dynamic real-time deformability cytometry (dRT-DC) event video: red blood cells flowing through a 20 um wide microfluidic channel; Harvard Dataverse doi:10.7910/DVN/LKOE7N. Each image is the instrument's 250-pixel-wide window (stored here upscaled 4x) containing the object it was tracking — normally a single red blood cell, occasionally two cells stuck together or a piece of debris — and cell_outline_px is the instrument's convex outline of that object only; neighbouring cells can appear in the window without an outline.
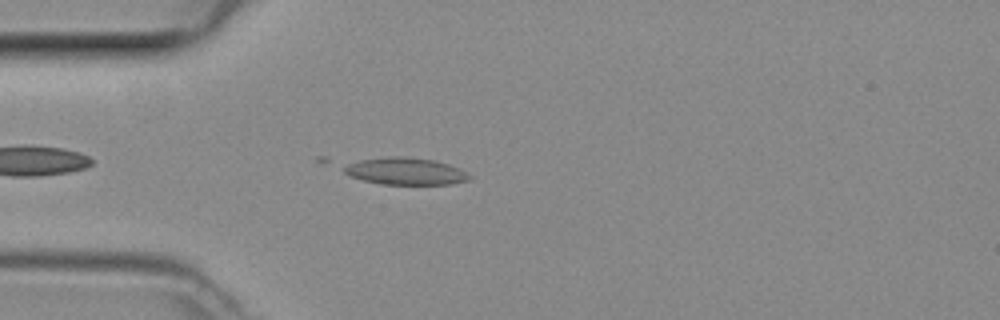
{"species": "common noctule bat (a hibernating species)", "species_latin": "Nyctalus noctula", "temperature_condition": "room temperature", "stored_images_in_passage": 33, "camera_frame_rate_fps": 3000, "um_per_image_px": 0.085, "animal": {"sex": "female", "body_mass_g": 29.2, "forearm_length_mm": 56.3}, "frame": {"image": 1, "passage_image": 4, "time_ms": 1.0, "image_size_px": [1000, 320], "cell_outline_px": [[472, 176], [468, 180], [452, 184], [380, 184], [364, 180], [352, 176], [344, 172], [344, 168], [348, 164], [360, 160], [388, 156], [404, 156], [432, 160], [448, 164], [460, 168]], "centroid_in_image_um": [34.5, 14.55], "position_along_channel_um": 50.5, "area_um2": 19.59}}
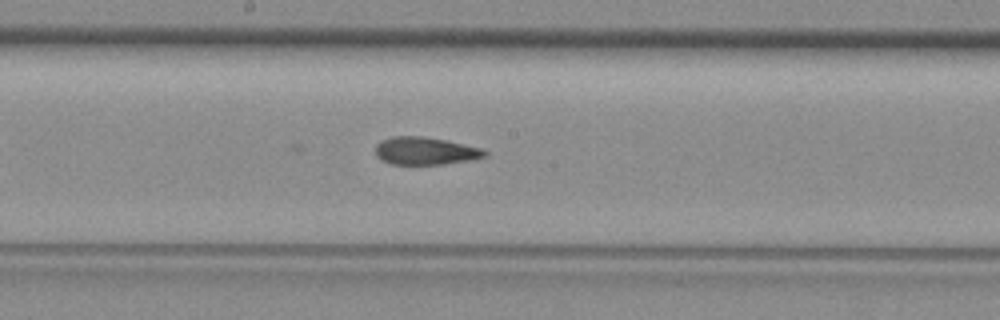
{"frame": {"image": 2, "passage_image": 16, "time_ms": 5.0, "image_size_px": [1000, 320], "cell_outline_px": [[488, 156], [472, 160], [444, 164], [392, 164], [380, 160], [376, 156], [376, 144], [380, 140], [392, 136], [420, 136], [444, 140], [480, 148], [488, 152]], "centroid_in_image_um": [36.13, 12.83], "position_along_channel_um": 212.1, "area_um2": 17.63}}
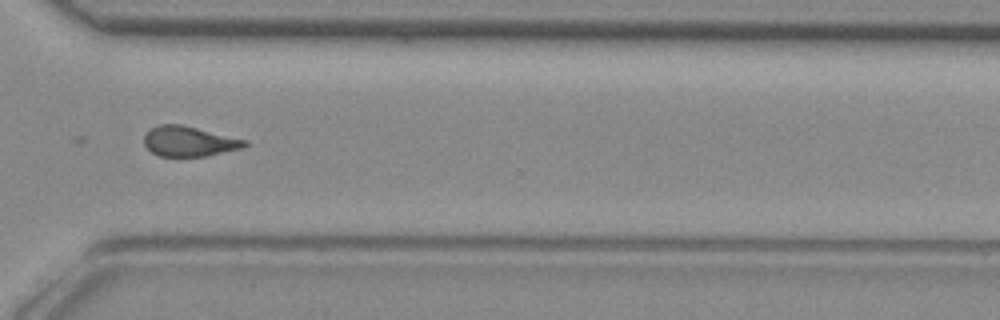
{"frame": {"image": 3, "passage_image": 26, "time_ms": 8.333, "image_size_px": [1000, 320], "cell_outline_px": [[248, 144], [244, 148], [204, 156], [156, 156], [144, 144], [144, 136], [152, 128], [160, 124], [180, 124], [248, 140]], "centroid_in_image_um": [16.09, 12.02], "position_along_channel_um": 354.5, "area_um2": 17.57}}